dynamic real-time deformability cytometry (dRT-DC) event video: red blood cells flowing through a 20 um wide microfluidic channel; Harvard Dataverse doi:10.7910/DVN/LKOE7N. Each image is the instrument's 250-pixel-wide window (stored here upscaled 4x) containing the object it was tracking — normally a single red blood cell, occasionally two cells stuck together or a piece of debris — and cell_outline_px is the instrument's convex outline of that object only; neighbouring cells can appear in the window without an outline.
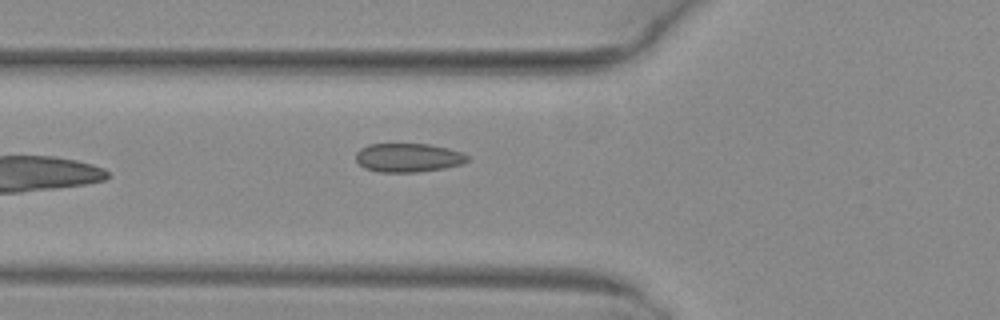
{"species": "common noctule bat (a hibernating species)", "species_latin": "Nyctalus noctula", "temperature_condition": "warm", "stored_images_in_passage": 6, "camera_frame_rate_fps": 3000, "um_per_image_px": 0.085, "animal": {"sex": "female", "body_mass_g": 29.2, "forearm_length_mm": 56.3}, "frame": {"image": 1, "passage_image": 6, "time_ms": 1.667, "image_size_px": [1000, 320], "cell_outline_px": [[468, 160], [464, 164], [444, 168], [420, 172], [380, 172], [364, 168], [356, 160], [356, 152], [360, 148], [368, 144], [428, 144], [448, 148], [460, 152], [468, 156]], "centroid_in_image_um": [34.69, 13.4], "position_along_channel_um": 91.1, "area_um2": 18.79}}